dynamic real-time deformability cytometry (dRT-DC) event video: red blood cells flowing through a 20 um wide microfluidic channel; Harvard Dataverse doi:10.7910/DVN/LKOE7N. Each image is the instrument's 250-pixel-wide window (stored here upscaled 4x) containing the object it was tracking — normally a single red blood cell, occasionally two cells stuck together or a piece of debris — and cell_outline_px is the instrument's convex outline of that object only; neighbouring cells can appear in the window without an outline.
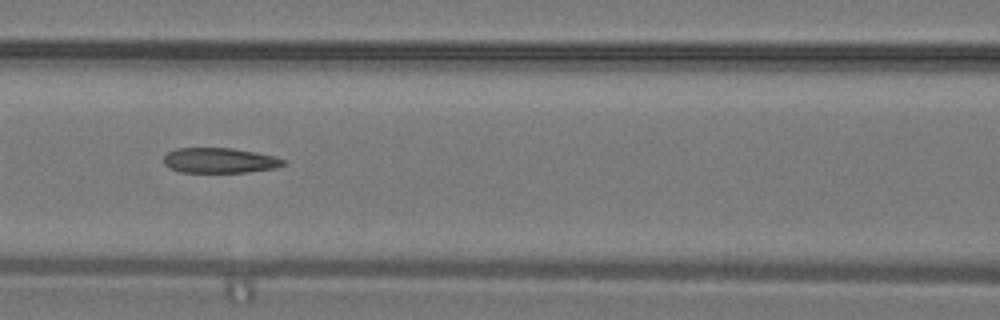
{"species": "common noctule bat (a hibernating species)", "species_latin": "Nyctalus noctula", "temperature_condition": "warm", "stored_images_in_passage": 47, "camera_frame_rate_fps": 3000, "um_per_image_px": 0.085, "animal": {"sex": "male", "body_mass_g": 19.2, "forearm_length_mm": 51.8}, "frame": {"image": 1, "passage_image": 21, "time_ms": 6.667, "image_size_px": [1000, 320], "cell_outline_px": [[288, 164], [276, 168], [248, 172], [180, 172], [164, 164], [164, 156], [168, 152], [176, 148], [232, 148], [256, 152], [276, 156], [284, 160]], "centroid_in_image_um": [18.72, 13.63], "position_along_channel_um": 147.9, "area_um2": 17.63}}
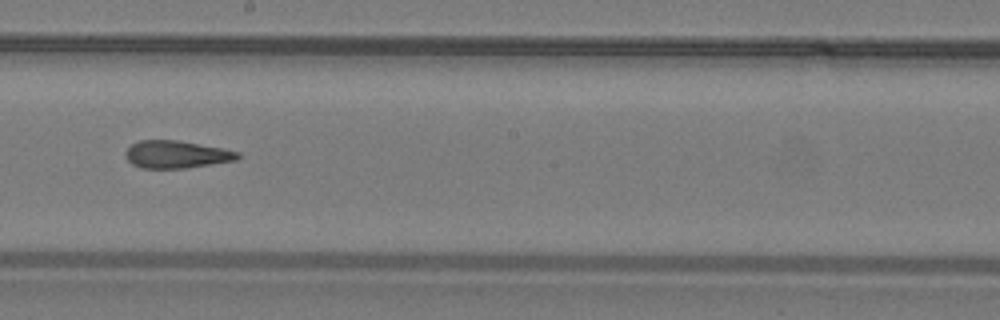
{"frame": {"image": 2, "passage_image": 27, "time_ms": 8.667, "image_size_px": [1000, 320], "cell_outline_px": [[240, 156], [236, 160], [184, 168], [140, 168], [132, 164], [124, 156], [124, 152], [132, 144], [140, 140], [176, 140], [220, 148], [240, 152]], "centroid_in_image_um": [14.95, 13.13], "position_along_channel_um": 233.3, "area_um2": 17.8}, "authors_computed_cell_mechanics": {"area_um2": 18.5538, "velocity_mm_per_s": 4.271, "shape_relaxation_time_tau1_ms": null, "shape_relaxation_time_tau2_ms": 3.585, "deformation_change_tau1": null, "deformation_change_tau2": 0.1454}}